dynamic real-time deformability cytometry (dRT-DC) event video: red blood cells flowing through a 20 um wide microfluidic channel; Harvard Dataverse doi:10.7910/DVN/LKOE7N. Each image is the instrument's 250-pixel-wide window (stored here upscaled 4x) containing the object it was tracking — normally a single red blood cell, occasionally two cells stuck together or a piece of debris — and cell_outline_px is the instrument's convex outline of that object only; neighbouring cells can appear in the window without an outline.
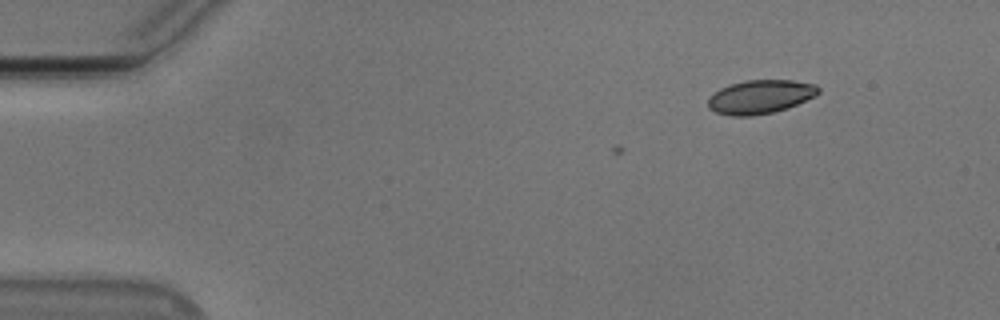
{"species": "Egyptian fruit bat (a non-hibernating species)", "species_latin": "Rousettus aegyptiacus", "temperature_condition": "cold", "stored_images_in_passage": 3, "camera_frame_rate_fps": 3000, "um_per_image_px": 0.085, "animal": {"sex": "male"}, "frame": {"image": 1, "passage_image": 3, "time_ms": 0.667, "image_size_px": [1000, 320], "cell_outline_px": [[820, 92], [816, 96], [788, 108], [772, 112], [752, 116], [732, 116], [716, 112], [708, 108], [708, 96], [720, 88], [732, 84], [748, 80], [792, 80], [816, 84], [820, 88]], "centroid_in_image_um": [64.64, 8.23], "position_along_channel_um": 20.4, "area_um2": 21.79}}